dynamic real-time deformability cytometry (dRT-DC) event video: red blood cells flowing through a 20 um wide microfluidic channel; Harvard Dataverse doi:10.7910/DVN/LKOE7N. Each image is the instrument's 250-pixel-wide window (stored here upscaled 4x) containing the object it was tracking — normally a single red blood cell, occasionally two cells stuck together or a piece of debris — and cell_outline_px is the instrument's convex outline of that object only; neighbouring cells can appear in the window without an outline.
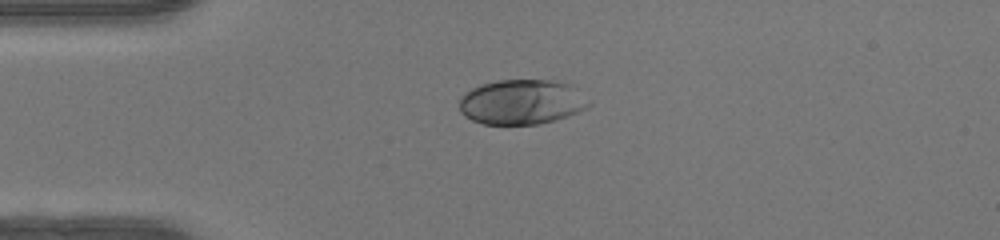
{"species": "human", "species_latin": "Homo sapiens", "temperature_condition": "warm", "stored_images_in_passage": 38, "camera_frame_rate_fps": 3000, "um_per_image_px": 0.085, "donor": {"sex": "female"}, "frame": {"image": 1, "passage_image": 1, "time_ms": 0.0, "image_size_px": [1000, 240], "cell_outline_px": [[592, 104], [568, 116], [556, 120], [536, 124], [484, 124], [472, 120], [464, 116], [460, 112], [460, 96], [464, 92], [472, 88], [484, 84], [500, 80], [548, 80], [568, 84], [592, 100]], "centroid_in_image_um": [44.34, 8.67], "position_along_channel_um": 40.7, "area_um2": 33.81}}
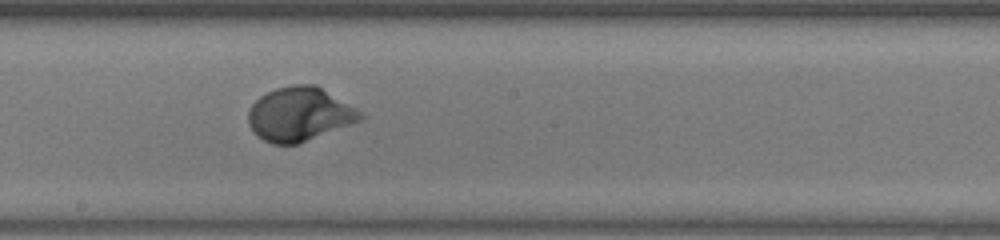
{"frame": {"image": 2, "passage_image": 16, "time_ms": 5.0, "image_size_px": [1000, 240], "cell_outline_px": [[364, 116], [360, 120], [296, 144], [272, 144], [264, 140], [252, 132], [248, 124], [248, 112], [252, 104], [260, 96], [276, 88], [292, 84], [316, 84], [356, 108]], "centroid_in_image_um": [25.41, 9.69], "position_along_channel_um": 222.8, "area_um2": 34.85}}
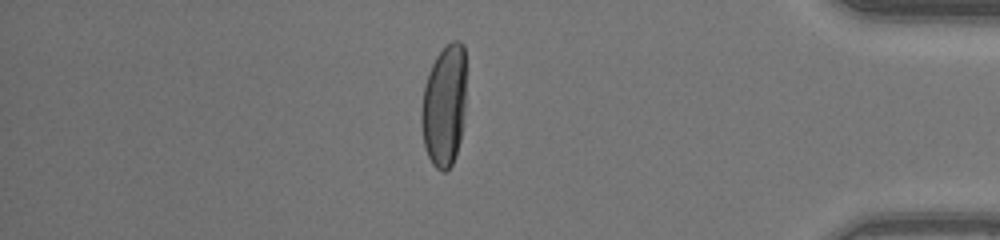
{"frame": {"image": 3, "passage_image": 31, "time_ms": 10.0, "image_size_px": [1000, 240], "cell_outline_px": [[464, 112], [460, 140], [456, 156], [452, 164], [444, 172], [440, 172], [432, 164], [424, 148], [420, 120], [420, 108], [424, 84], [428, 72], [436, 56], [452, 40], [460, 40], [464, 44]], "centroid_in_image_um": [37.72, 9.01], "position_along_channel_um": 397.5, "area_um2": 32.02}, "authors_computed_cell_mechanics": {"area_um2": 33.6974, "velocity_mm_per_s": 4.205, "shape_relaxation_time_tau1_ms": 2.9793, "shape_relaxation_time_tau2_ms": null, "deformation_change_tau1": 0.1926, "deformation_change_tau2": null}}